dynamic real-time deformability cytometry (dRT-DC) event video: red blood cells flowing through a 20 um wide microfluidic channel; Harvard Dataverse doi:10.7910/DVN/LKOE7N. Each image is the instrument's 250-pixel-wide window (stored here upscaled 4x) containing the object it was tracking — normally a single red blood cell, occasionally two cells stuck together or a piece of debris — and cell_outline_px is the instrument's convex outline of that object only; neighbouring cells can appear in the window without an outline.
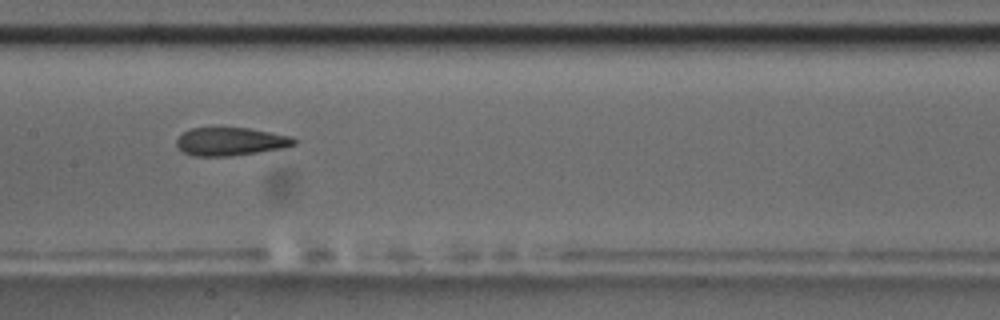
{"species": "common noctule bat (a hibernating species)", "species_latin": "Nyctalus noctula", "temperature_condition": "room temperature", "stored_images_in_passage": 15, "camera_frame_rate_fps": 3000, "um_per_image_px": 0.085, "animal": {"sex": "male", "body_mass_g": 17.5, "forearm_length_mm": 52.3}, "frame": {"image": 1, "passage_image": 7, "time_ms": 8.0, "image_size_px": [1000, 320], "cell_outline_px": [[296, 144], [284, 148], [228, 156], [196, 156], [184, 152], [176, 144], [176, 140], [184, 132], [192, 128], [248, 128], [292, 136], [296, 140]], "centroid_in_image_um": [19.62, 12.03], "position_along_channel_um": 187.8, "area_um2": 19.02}, "authors_computed_cell_mechanics": {"area_um2": 20.1144, "velocity_mm_per_s": 3.5232, "shape_relaxation_time_tau1_ms": 6.1484, "shape_relaxation_time_tau2_ms": 1.5559, "deformation_change_tau1": 0.1906, "deformation_change_tau2": 0.0711}}